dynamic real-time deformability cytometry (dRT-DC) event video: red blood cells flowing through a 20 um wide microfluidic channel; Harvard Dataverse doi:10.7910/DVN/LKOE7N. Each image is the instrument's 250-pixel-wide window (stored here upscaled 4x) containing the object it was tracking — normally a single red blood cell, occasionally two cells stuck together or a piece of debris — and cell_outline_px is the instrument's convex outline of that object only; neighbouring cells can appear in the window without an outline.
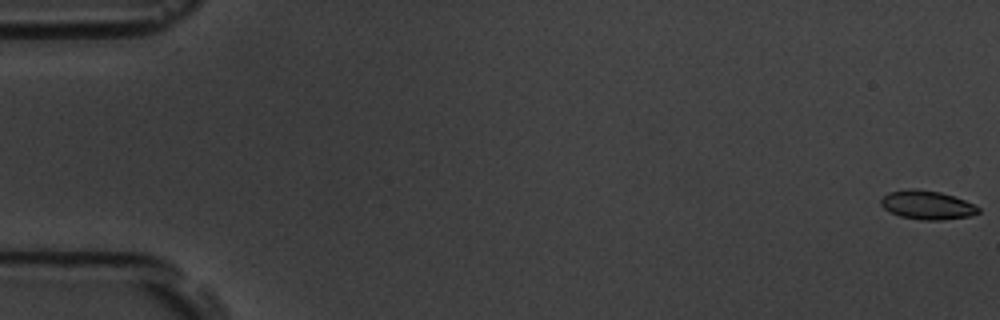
{"species": "common noctule bat (a hibernating species)", "species_latin": "Nyctalus noctula", "temperature_condition": "room temperature", "stored_images_in_passage": 5, "camera_frame_rate_fps": 3000, "um_per_image_px": 0.085, "animal": {"sex": "male", "body_mass_g": 19.5, "forearm_length_mm": 54.6}, "frame": {"image": 1, "passage_image": 1, "time_ms": 0.0, "image_size_px": [1000, 320], "cell_outline_px": [[980, 212], [972, 216], [940, 220], [920, 220], [900, 216], [884, 208], [880, 204], [880, 200], [888, 192], [908, 188], [916, 188], [940, 192], [964, 200], [980, 208]], "centroid_in_image_um": [78.79, 17.42], "position_along_channel_um": 6.2, "area_um2": 16.36}}
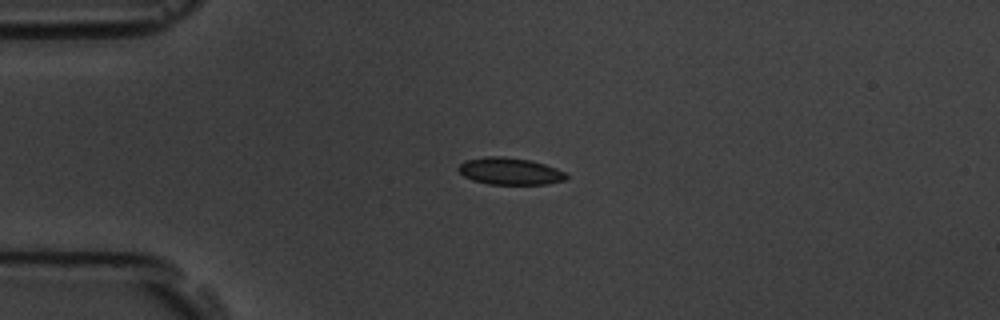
{"frame": {"image": 2, "passage_image": 5, "time_ms": 4.667, "image_size_px": [1000, 320], "cell_outline_px": [[568, 176], [564, 180], [548, 184], [488, 184], [472, 180], [464, 176], [456, 168], [464, 160], [484, 156], [504, 156], [532, 160], [556, 168], [564, 172]], "centroid_in_image_um": [43.31, 14.54], "position_along_channel_um": 41.7, "area_um2": 17.11}}